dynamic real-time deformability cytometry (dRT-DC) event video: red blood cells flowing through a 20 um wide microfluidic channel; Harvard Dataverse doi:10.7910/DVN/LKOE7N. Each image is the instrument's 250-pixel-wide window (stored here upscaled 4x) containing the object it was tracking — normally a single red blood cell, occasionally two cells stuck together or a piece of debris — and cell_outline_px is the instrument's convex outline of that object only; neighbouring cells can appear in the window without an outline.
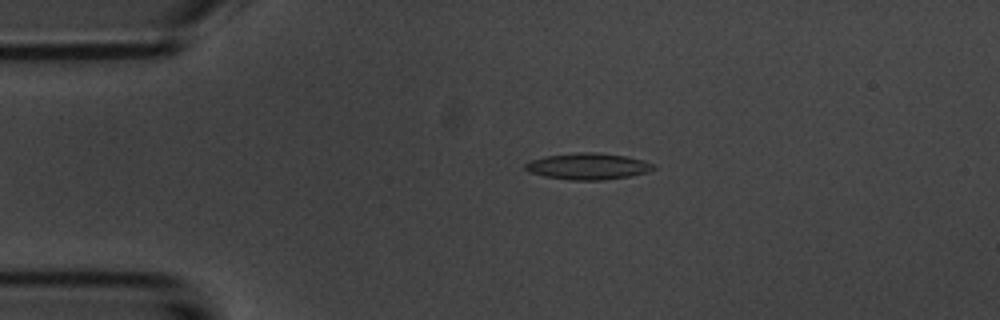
{"species": "common noctule bat (a hibernating species)", "species_latin": "Nyctalus noctula", "temperature_condition": "room temperature", "stored_images_in_passage": 52, "camera_frame_rate_fps": 3000, "um_per_image_px": 0.085, "animal": {"sex": "male", "body_mass_g": 20.1, "forearm_length_mm": 53.5}, "frame": {"image": 1, "passage_image": 10, "time_ms": 3.0, "image_size_px": [1000, 320], "cell_outline_px": [[656, 168], [648, 172], [628, 176], [604, 180], [568, 180], [544, 176], [528, 172], [524, 168], [524, 164], [532, 160], [544, 156], [580, 152], [596, 152], [628, 156], [644, 160], [656, 164]], "centroid_in_image_um": [50.0, 14.13], "position_along_channel_um": 35.0, "area_um2": 19.94}}
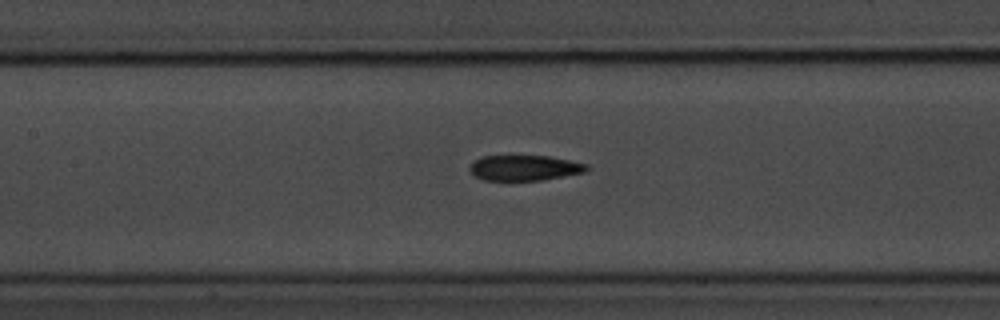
{"frame": {"image": 2, "passage_image": 23, "time_ms": 7.333, "image_size_px": [1000, 320], "cell_outline_px": [[588, 168], [584, 172], [544, 180], [484, 180], [476, 176], [468, 168], [476, 160], [484, 156], [548, 156], [588, 164]], "centroid_in_image_um": [44.6, 14.27], "position_along_channel_um": 162.8, "area_um2": 17.05}}
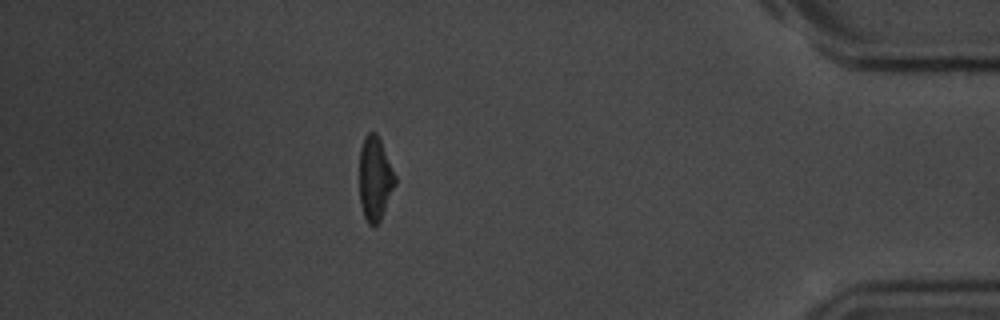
{"frame": {"image": 3, "passage_image": 46, "time_ms": 15.0, "image_size_px": [1000, 320], "cell_outline_px": [[396, 184], [380, 220], [376, 224], [368, 224], [364, 216], [360, 204], [360, 148], [364, 136], [368, 132], [376, 132], [380, 140], [396, 176]], "centroid_in_image_um": [31.87, 15.16], "position_along_channel_um": 403.3, "area_um2": 17.34}, "authors_computed_cell_mechanics": {"area_um2": 18.4093, "velocity_mm_per_s": 3.7284, "shape_relaxation_time_tau1_ms": 5.0044, "shape_relaxation_time_tau2_ms": 4.4344, "deformation_change_tau1": 0.166, "deformation_change_tau2": 0.1285}}